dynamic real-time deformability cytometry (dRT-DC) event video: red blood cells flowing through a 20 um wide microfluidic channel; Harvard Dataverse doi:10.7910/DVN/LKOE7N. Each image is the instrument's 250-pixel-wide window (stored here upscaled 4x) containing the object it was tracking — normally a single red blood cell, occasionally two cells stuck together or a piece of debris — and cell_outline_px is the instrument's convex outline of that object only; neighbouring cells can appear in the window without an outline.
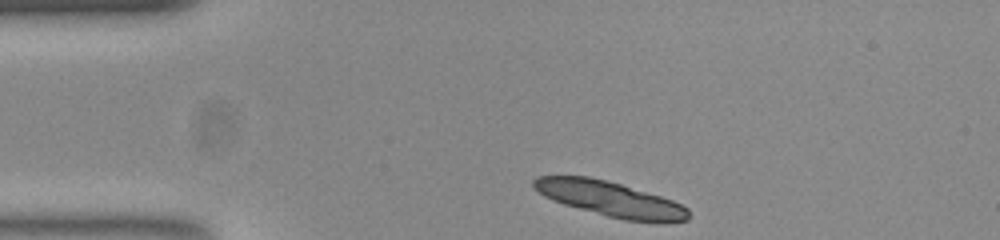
{"species": "common noctule bat (a hibernating species)", "species_latin": "Nyctalus noctula", "temperature_condition": "room temperature", "stored_images_in_passage": 34, "segment_of_instrument_passage": [1, 2], "camera_frame_rate_fps": 3000, "um_per_image_px": 0.085, "animal": {"sex": "female", "body_mass_g": 23.0, "forearm_length_mm": 53.4}, "frame": {"image": 1, "passage_image": 1, "time_ms": 0.0, "image_size_px": [1000, 240], "cell_outline_px": [[692, 216], [688, 220], [668, 224], [624, 220], [608, 216], [564, 204], [552, 200], [544, 196], [532, 188], [532, 180], [536, 176], [588, 176], [620, 184], [660, 196], [672, 200], [688, 208]], "centroid_in_image_um": [51.91, 16.93], "position_along_channel_um": 33.1, "area_um2": 31.85}}